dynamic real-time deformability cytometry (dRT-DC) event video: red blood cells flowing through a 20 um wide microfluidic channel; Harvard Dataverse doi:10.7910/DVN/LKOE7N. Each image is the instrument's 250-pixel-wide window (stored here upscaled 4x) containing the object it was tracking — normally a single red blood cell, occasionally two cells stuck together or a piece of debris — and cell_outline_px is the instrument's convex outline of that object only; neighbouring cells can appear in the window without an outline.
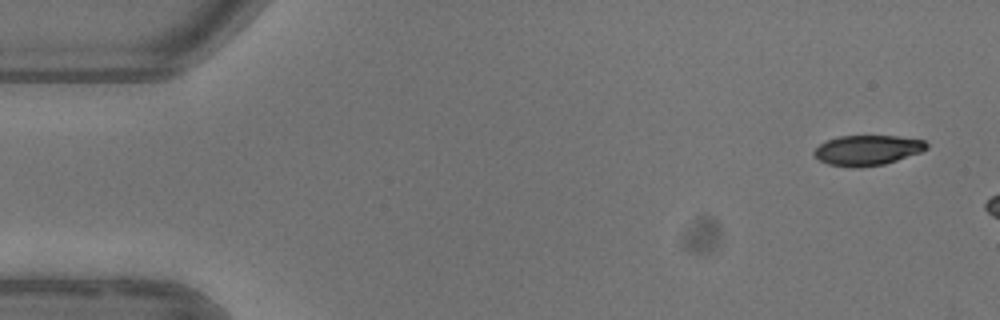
{"species": "common noctule bat (a hibernating species)", "species_latin": "Nyctalus noctula", "temperature_condition": "warm", "stored_images_in_passage": 4, "camera_frame_rate_fps": 3000, "um_per_image_px": 0.085, "animal": {"sex": "female"}, "frame": {"image": 1, "passage_image": 1, "time_ms": 0.0, "image_size_px": [1000, 320], "cell_outline_px": [[928, 148], [920, 152], [884, 164], [860, 168], [852, 168], [828, 164], [820, 160], [812, 152], [820, 144], [828, 140], [840, 136], [896, 136], [924, 140], [928, 144]], "centroid_in_image_um": [73.72, 12.77], "position_along_channel_um": 11.3, "area_um2": 19.65}}